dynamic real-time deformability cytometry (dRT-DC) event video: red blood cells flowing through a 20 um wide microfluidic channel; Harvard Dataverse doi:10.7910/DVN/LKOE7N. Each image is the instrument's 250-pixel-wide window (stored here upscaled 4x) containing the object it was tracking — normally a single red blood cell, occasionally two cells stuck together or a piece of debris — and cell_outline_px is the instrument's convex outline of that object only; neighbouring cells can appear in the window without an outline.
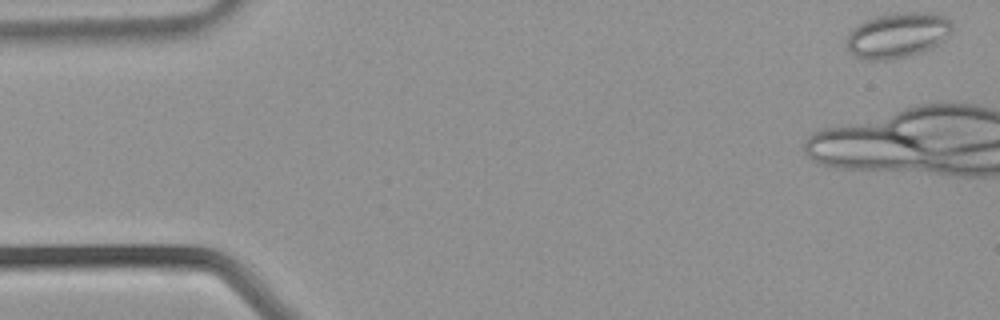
{"species": "common noctule bat (a hibernating species)", "species_latin": "Nyctalus noctula", "temperature_condition": "warm", "stored_images_in_passage": 8, "camera_frame_rate_fps": 3000, "um_per_image_px": 0.085, "animal": {"sex": "male", "body_mass_g": 21.5, "forearm_length_mm": 52.0}, "frame": {"image": 1, "passage_image": 1, "time_ms": 0.0, "image_size_px": [1000, 320], "cell_outline_px": [[952, 28], [948, 36], [944, 40], [932, 48], [908, 56], [888, 60], [864, 60], [852, 56], [844, 48], [844, 36], [856, 24], [864, 20], [876, 16], [892, 12], [936, 12], [944, 16], [952, 24]], "centroid_in_image_um": [76.2, 2.99], "position_along_channel_um": 8.8, "area_um2": 28.84}}